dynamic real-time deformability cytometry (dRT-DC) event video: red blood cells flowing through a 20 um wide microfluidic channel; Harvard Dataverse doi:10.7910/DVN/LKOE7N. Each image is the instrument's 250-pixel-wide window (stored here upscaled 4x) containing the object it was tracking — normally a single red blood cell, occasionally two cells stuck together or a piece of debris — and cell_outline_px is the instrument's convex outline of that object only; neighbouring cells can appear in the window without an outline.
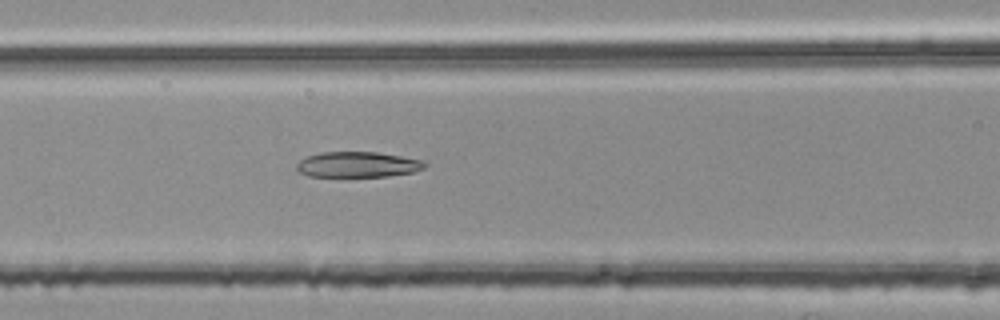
{"species": "common noctule bat (a hibernating species)", "species_latin": "Nyctalus noctula", "temperature_condition": "room temperature", "stored_images_in_passage": 39, "camera_frame_rate_fps": 3000, "um_per_image_px": 0.085, "animal": {"sex": "female", "body_mass_g": 25.1}, "frame": {"image": 1, "passage_image": 10, "time_ms": 3.0, "image_size_px": [1000, 320], "cell_outline_px": [[428, 164], [424, 168], [412, 172], [388, 176], [308, 176], [300, 172], [296, 168], [296, 164], [300, 160], [308, 156], [320, 152], [376, 152], [424, 160]], "centroid_in_image_um": [30.41, 13.98], "position_along_channel_um": 136.2, "area_um2": 18.96}}
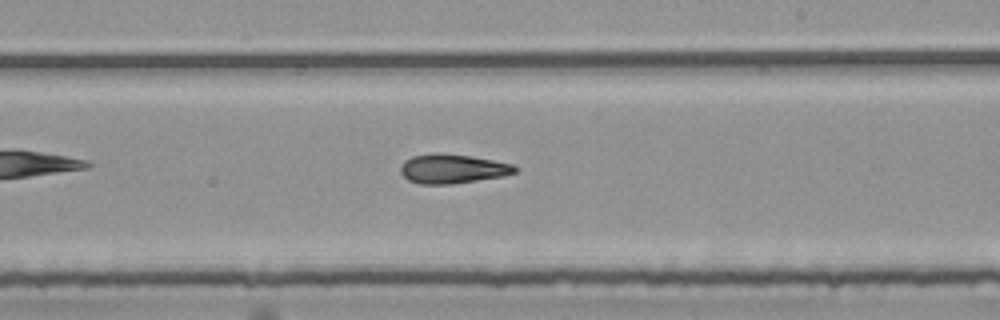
{"frame": {"image": 2, "passage_image": 19, "time_ms": 6.0, "image_size_px": [1000, 320], "cell_outline_px": [[516, 172], [504, 176], [452, 184], [420, 184], [408, 180], [400, 172], [400, 168], [404, 160], [412, 156], [436, 152], [472, 156], [512, 164], [516, 168]], "centroid_in_image_um": [38.43, 14.34], "position_along_channel_um": 250.6, "area_um2": 19.54}}
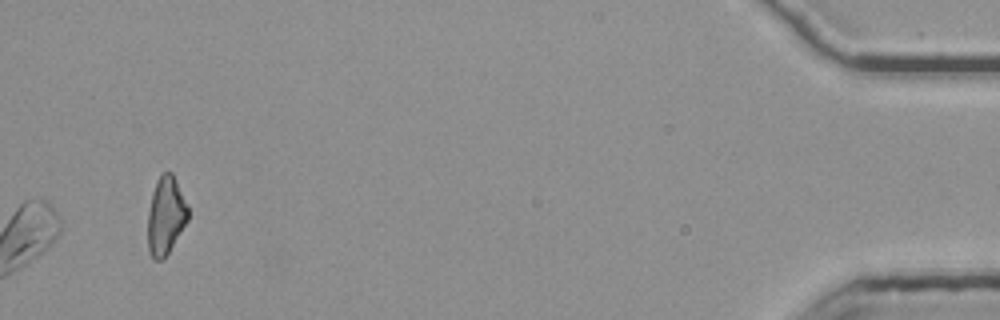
{"frame": {"image": 3, "passage_image": 39, "time_ms": 12.667, "image_size_px": [1000, 320], "cell_outline_px": [[188, 220], [168, 252], [160, 260], [152, 260], [148, 248], [148, 212], [152, 192], [156, 180], [164, 172], [172, 172], [176, 180], [188, 208]], "centroid_in_image_um": [14.07, 18.33], "position_along_channel_um": 421.1, "area_um2": 18.03}, "authors_computed_cell_mechanics": {"area_um2": 19.4786, "velocity_mm_per_s": 3.821, "shape_relaxation_time_tau1_ms": null, "shape_relaxation_time_tau2_ms": 7.7874, "deformation_change_tau1": null, "deformation_change_tau2": 0.1968}}